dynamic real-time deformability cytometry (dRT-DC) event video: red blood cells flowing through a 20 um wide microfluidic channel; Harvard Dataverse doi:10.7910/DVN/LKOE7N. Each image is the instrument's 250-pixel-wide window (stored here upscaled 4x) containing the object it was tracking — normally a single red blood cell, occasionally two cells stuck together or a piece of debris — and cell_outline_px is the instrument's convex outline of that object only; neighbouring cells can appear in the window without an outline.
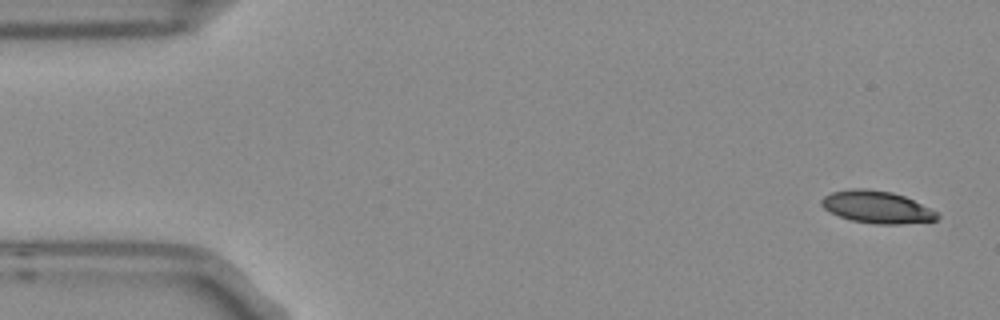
{"species": "Egyptian fruit bat (a non-hibernating species)", "species_latin": "Rousettus aegyptiacus", "temperature_condition": "room temperature", "stored_images_in_passage": 5, "camera_frame_rate_fps": 3000, "um_per_image_px": 0.085, "frame": {"image": 1, "passage_image": 1, "time_ms": 0.0, "image_size_px": [1000, 320], "cell_outline_px": [[940, 216], [936, 220], [900, 224], [876, 224], [852, 220], [828, 212], [820, 204], [820, 200], [824, 196], [832, 192], [848, 188], [864, 188], [892, 192], [904, 196], [940, 212]], "centroid_in_image_um": [74.53, 17.59], "position_along_channel_um": 10.5, "area_um2": 21.91}}